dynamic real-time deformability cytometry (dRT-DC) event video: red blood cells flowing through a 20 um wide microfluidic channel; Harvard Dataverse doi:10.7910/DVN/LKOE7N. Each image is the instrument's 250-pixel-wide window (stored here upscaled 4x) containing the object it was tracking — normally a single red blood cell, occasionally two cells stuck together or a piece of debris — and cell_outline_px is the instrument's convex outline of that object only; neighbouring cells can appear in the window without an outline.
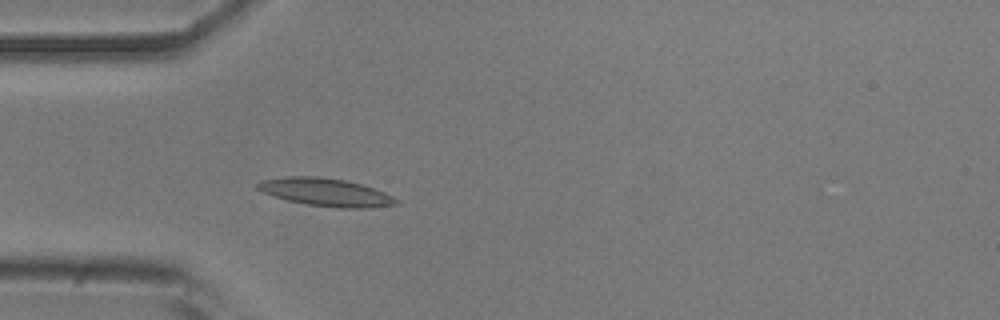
{"species": "common noctule bat (a hibernating species)", "species_latin": "Nyctalus noctula", "temperature_condition": "room temperature", "stored_images_in_passage": 37, "camera_frame_rate_fps": 3000, "um_per_image_px": 0.085, "animal": {"sex": "male", "body_mass_g": 20.5, "forearm_length_mm": 52.5}, "frame": {"image": 1, "passage_image": 1, "time_ms": 0.0, "image_size_px": [1000, 320], "cell_outline_px": [[400, 204], [368, 208], [340, 208], [304, 204], [288, 200], [264, 192], [256, 188], [256, 184], [264, 180], [288, 176], [316, 176], [344, 180], [360, 184], [384, 192], [400, 200]], "centroid_in_image_um": [27.74, 16.35], "position_along_channel_um": 57.3, "area_um2": 22.31}}
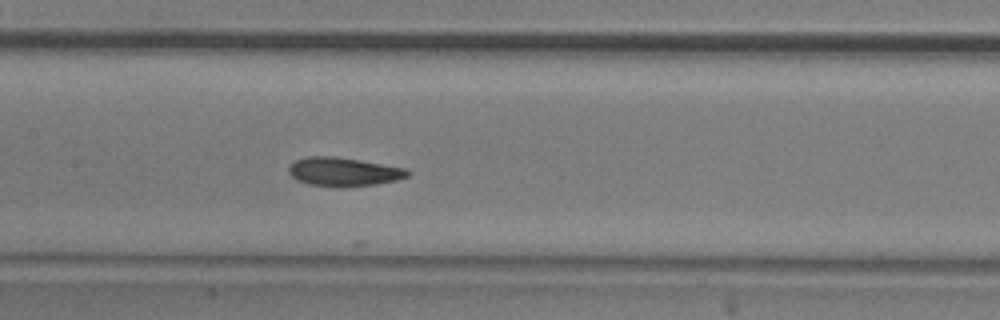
{"frame": {"image": 2, "passage_image": 11, "time_ms": 3.333, "image_size_px": [1000, 320], "cell_outline_px": [[412, 172], [408, 176], [396, 180], [376, 184], [344, 188], [340, 188], [308, 184], [296, 180], [288, 172], [288, 168], [296, 160], [308, 156], [332, 156], [360, 160], [404, 168]], "centroid_in_image_um": [29.19, 14.62], "position_along_channel_um": 178.2, "area_um2": 20.0}}
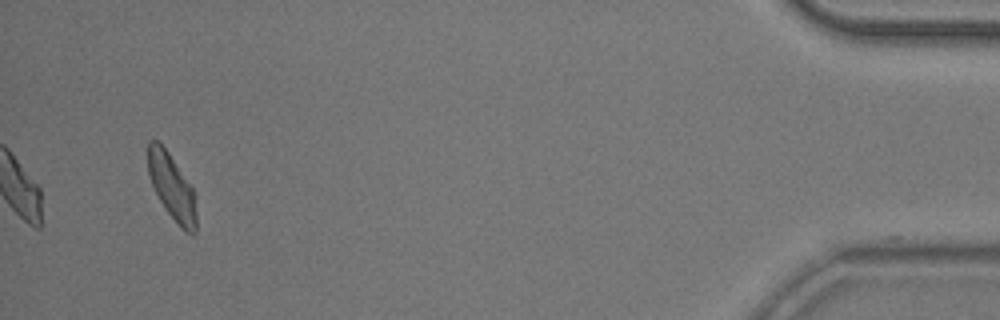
{"frame": {"image": 3, "passage_image": 37, "time_ms": 12.0, "image_size_px": [1000, 320], "cell_outline_px": [[196, 232], [192, 236], [184, 232], [168, 212], [160, 200], [152, 184], [148, 172], [148, 140], [156, 140], [168, 152], [192, 188], [196, 212]], "centroid_in_image_um": [14.61, 15.93], "position_along_channel_um": 420.6, "area_um2": 18.09}, "authors_computed_cell_mechanics": {"area_um2": 19.1318, "velocity_mm_per_s": 3.7181, "shape_relaxation_time_tau1_ms": 2.8582, "shape_relaxation_time_tau2_ms": 3.6216, "deformation_change_tau1": 0.125, "deformation_change_tau2": 0.077}}